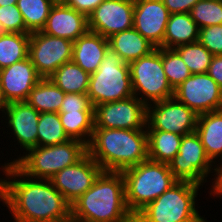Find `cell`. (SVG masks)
Masks as SVG:
<instances>
[{
    "mask_svg": "<svg viewBox=\"0 0 222 222\" xmlns=\"http://www.w3.org/2000/svg\"><path fill=\"white\" fill-rule=\"evenodd\" d=\"M0 202L12 214L13 222H66L71 205L50 180L33 179L14 164L0 166Z\"/></svg>",
    "mask_w": 222,
    "mask_h": 222,
    "instance_id": "1",
    "label": "cell"
},
{
    "mask_svg": "<svg viewBox=\"0 0 222 222\" xmlns=\"http://www.w3.org/2000/svg\"><path fill=\"white\" fill-rule=\"evenodd\" d=\"M71 217L83 222H134L125 201L122 173L102 171L92 187L71 204Z\"/></svg>",
    "mask_w": 222,
    "mask_h": 222,
    "instance_id": "2",
    "label": "cell"
},
{
    "mask_svg": "<svg viewBox=\"0 0 222 222\" xmlns=\"http://www.w3.org/2000/svg\"><path fill=\"white\" fill-rule=\"evenodd\" d=\"M87 153L102 171L122 172L148 159L147 132L94 128Z\"/></svg>",
    "mask_w": 222,
    "mask_h": 222,
    "instance_id": "3",
    "label": "cell"
},
{
    "mask_svg": "<svg viewBox=\"0 0 222 222\" xmlns=\"http://www.w3.org/2000/svg\"><path fill=\"white\" fill-rule=\"evenodd\" d=\"M200 186L190 181H177L141 209L134 216V222H207L196 208Z\"/></svg>",
    "mask_w": 222,
    "mask_h": 222,
    "instance_id": "4",
    "label": "cell"
},
{
    "mask_svg": "<svg viewBox=\"0 0 222 222\" xmlns=\"http://www.w3.org/2000/svg\"><path fill=\"white\" fill-rule=\"evenodd\" d=\"M121 173L125 181L126 205L133 216L178 181L168 164L150 159Z\"/></svg>",
    "mask_w": 222,
    "mask_h": 222,
    "instance_id": "5",
    "label": "cell"
},
{
    "mask_svg": "<svg viewBox=\"0 0 222 222\" xmlns=\"http://www.w3.org/2000/svg\"><path fill=\"white\" fill-rule=\"evenodd\" d=\"M86 153V144L70 139L62 144L36 146L2 165L14 164L30 178L50 180L58 171L78 162Z\"/></svg>",
    "mask_w": 222,
    "mask_h": 222,
    "instance_id": "6",
    "label": "cell"
},
{
    "mask_svg": "<svg viewBox=\"0 0 222 222\" xmlns=\"http://www.w3.org/2000/svg\"><path fill=\"white\" fill-rule=\"evenodd\" d=\"M87 95L93 106L134 95L129 65L111 48L106 51L98 70L90 74Z\"/></svg>",
    "mask_w": 222,
    "mask_h": 222,
    "instance_id": "7",
    "label": "cell"
},
{
    "mask_svg": "<svg viewBox=\"0 0 222 222\" xmlns=\"http://www.w3.org/2000/svg\"><path fill=\"white\" fill-rule=\"evenodd\" d=\"M133 94L146 106L174 96L162 64V48L128 64Z\"/></svg>",
    "mask_w": 222,
    "mask_h": 222,
    "instance_id": "8",
    "label": "cell"
},
{
    "mask_svg": "<svg viewBox=\"0 0 222 222\" xmlns=\"http://www.w3.org/2000/svg\"><path fill=\"white\" fill-rule=\"evenodd\" d=\"M168 166L178 181H190L202 186L208 182L207 177L215 168L196 131L182 137L178 153Z\"/></svg>",
    "mask_w": 222,
    "mask_h": 222,
    "instance_id": "9",
    "label": "cell"
},
{
    "mask_svg": "<svg viewBox=\"0 0 222 222\" xmlns=\"http://www.w3.org/2000/svg\"><path fill=\"white\" fill-rule=\"evenodd\" d=\"M73 41L45 34L30 33L28 57L41 78H49L62 64L72 61Z\"/></svg>",
    "mask_w": 222,
    "mask_h": 222,
    "instance_id": "10",
    "label": "cell"
},
{
    "mask_svg": "<svg viewBox=\"0 0 222 222\" xmlns=\"http://www.w3.org/2000/svg\"><path fill=\"white\" fill-rule=\"evenodd\" d=\"M147 106L135 95L94 106V128L146 130Z\"/></svg>",
    "mask_w": 222,
    "mask_h": 222,
    "instance_id": "11",
    "label": "cell"
},
{
    "mask_svg": "<svg viewBox=\"0 0 222 222\" xmlns=\"http://www.w3.org/2000/svg\"><path fill=\"white\" fill-rule=\"evenodd\" d=\"M198 115L175 97L147 106L146 130H162L179 135L195 131Z\"/></svg>",
    "mask_w": 222,
    "mask_h": 222,
    "instance_id": "12",
    "label": "cell"
},
{
    "mask_svg": "<svg viewBox=\"0 0 222 222\" xmlns=\"http://www.w3.org/2000/svg\"><path fill=\"white\" fill-rule=\"evenodd\" d=\"M197 115L222 109V89L207 74L189 76L174 89V96Z\"/></svg>",
    "mask_w": 222,
    "mask_h": 222,
    "instance_id": "13",
    "label": "cell"
},
{
    "mask_svg": "<svg viewBox=\"0 0 222 222\" xmlns=\"http://www.w3.org/2000/svg\"><path fill=\"white\" fill-rule=\"evenodd\" d=\"M101 172L99 164L86 153L78 162L58 171L50 181L71 205L92 187Z\"/></svg>",
    "mask_w": 222,
    "mask_h": 222,
    "instance_id": "14",
    "label": "cell"
},
{
    "mask_svg": "<svg viewBox=\"0 0 222 222\" xmlns=\"http://www.w3.org/2000/svg\"><path fill=\"white\" fill-rule=\"evenodd\" d=\"M134 0H104L89 14L88 29L105 38L133 28Z\"/></svg>",
    "mask_w": 222,
    "mask_h": 222,
    "instance_id": "15",
    "label": "cell"
},
{
    "mask_svg": "<svg viewBox=\"0 0 222 222\" xmlns=\"http://www.w3.org/2000/svg\"><path fill=\"white\" fill-rule=\"evenodd\" d=\"M170 15L162 0H134L133 27L156 48H163Z\"/></svg>",
    "mask_w": 222,
    "mask_h": 222,
    "instance_id": "16",
    "label": "cell"
},
{
    "mask_svg": "<svg viewBox=\"0 0 222 222\" xmlns=\"http://www.w3.org/2000/svg\"><path fill=\"white\" fill-rule=\"evenodd\" d=\"M40 112L27 101L10 102L3 118L7 130H10L13 139L20 145L25 154L29 149L38 146V121ZM12 129V130H11ZM19 143V144H18Z\"/></svg>",
    "mask_w": 222,
    "mask_h": 222,
    "instance_id": "17",
    "label": "cell"
},
{
    "mask_svg": "<svg viewBox=\"0 0 222 222\" xmlns=\"http://www.w3.org/2000/svg\"><path fill=\"white\" fill-rule=\"evenodd\" d=\"M41 80L29 57L0 69V85L8 102L26 101Z\"/></svg>",
    "mask_w": 222,
    "mask_h": 222,
    "instance_id": "18",
    "label": "cell"
},
{
    "mask_svg": "<svg viewBox=\"0 0 222 222\" xmlns=\"http://www.w3.org/2000/svg\"><path fill=\"white\" fill-rule=\"evenodd\" d=\"M87 16L64 2H56L50 10L41 32L75 41L88 31Z\"/></svg>",
    "mask_w": 222,
    "mask_h": 222,
    "instance_id": "19",
    "label": "cell"
},
{
    "mask_svg": "<svg viewBox=\"0 0 222 222\" xmlns=\"http://www.w3.org/2000/svg\"><path fill=\"white\" fill-rule=\"evenodd\" d=\"M108 48L107 38L88 30L73 42L72 61L92 74L98 70Z\"/></svg>",
    "mask_w": 222,
    "mask_h": 222,
    "instance_id": "20",
    "label": "cell"
},
{
    "mask_svg": "<svg viewBox=\"0 0 222 222\" xmlns=\"http://www.w3.org/2000/svg\"><path fill=\"white\" fill-rule=\"evenodd\" d=\"M195 131L206 155L216 164L222 158V109L198 115Z\"/></svg>",
    "mask_w": 222,
    "mask_h": 222,
    "instance_id": "21",
    "label": "cell"
},
{
    "mask_svg": "<svg viewBox=\"0 0 222 222\" xmlns=\"http://www.w3.org/2000/svg\"><path fill=\"white\" fill-rule=\"evenodd\" d=\"M108 41L109 48L115 51L127 64L148 55L156 48L134 27L112 35Z\"/></svg>",
    "mask_w": 222,
    "mask_h": 222,
    "instance_id": "22",
    "label": "cell"
},
{
    "mask_svg": "<svg viewBox=\"0 0 222 222\" xmlns=\"http://www.w3.org/2000/svg\"><path fill=\"white\" fill-rule=\"evenodd\" d=\"M198 40L199 28L190 13H172L170 15L163 39V48L175 49Z\"/></svg>",
    "mask_w": 222,
    "mask_h": 222,
    "instance_id": "23",
    "label": "cell"
},
{
    "mask_svg": "<svg viewBox=\"0 0 222 222\" xmlns=\"http://www.w3.org/2000/svg\"><path fill=\"white\" fill-rule=\"evenodd\" d=\"M148 159L169 164L178 153L182 135L162 130H146Z\"/></svg>",
    "mask_w": 222,
    "mask_h": 222,
    "instance_id": "24",
    "label": "cell"
},
{
    "mask_svg": "<svg viewBox=\"0 0 222 222\" xmlns=\"http://www.w3.org/2000/svg\"><path fill=\"white\" fill-rule=\"evenodd\" d=\"M65 93L49 78L41 80L32 88L27 102L40 113H59Z\"/></svg>",
    "mask_w": 222,
    "mask_h": 222,
    "instance_id": "25",
    "label": "cell"
},
{
    "mask_svg": "<svg viewBox=\"0 0 222 222\" xmlns=\"http://www.w3.org/2000/svg\"><path fill=\"white\" fill-rule=\"evenodd\" d=\"M49 79L64 93L87 94L90 74L73 61L62 64Z\"/></svg>",
    "mask_w": 222,
    "mask_h": 222,
    "instance_id": "26",
    "label": "cell"
},
{
    "mask_svg": "<svg viewBox=\"0 0 222 222\" xmlns=\"http://www.w3.org/2000/svg\"><path fill=\"white\" fill-rule=\"evenodd\" d=\"M67 136L88 145L94 131V111L59 112Z\"/></svg>",
    "mask_w": 222,
    "mask_h": 222,
    "instance_id": "27",
    "label": "cell"
},
{
    "mask_svg": "<svg viewBox=\"0 0 222 222\" xmlns=\"http://www.w3.org/2000/svg\"><path fill=\"white\" fill-rule=\"evenodd\" d=\"M30 34L0 32V69L28 57Z\"/></svg>",
    "mask_w": 222,
    "mask_h": 222,
    "instance_id": "28",
    "label": "cell"
},
{
    "mask_svg": "<svg viewBox=\"0 0 222 222\" xmlns=\"http://www.w3.org/2000/svg\"><path fill=\"white\" fill-rule=\"evenodd\" d=\"M55 3L54 0H17V7L23 17L26 34L43 29Z\"/></svg>",
    "mask_w": 222,
    "mask_h": 222,
    "instance_id": "29",
    "label": "cell"
},
{
    "mask_svg": "<svg viewBox=\"0 0 222 222\" xmlns=\"http://www.w3.org/2000/svg\"><path fill=\"white\" fill-rule=\"evenodd\" d=\"M38 146H52L70 140L59 118V113H40L38 121Z\"/></svg>",
    "mask_w": 222,
    "mask_h": 222,
    "instance_id": "30",
    "label": "cell"
},
{
    "mask_svg": "<svg viewBox=\"0 0 222 222\" xmlns=\"http://www.w3.org/2000/svg\"><path fill=\"white\" fill-rule=\"evenodd\" d=\"M192 74L207 73L213 55L199 41L175 48Z\"/></svg>",
    "mask_w": 222,
    "mask_h": 222,
    "instance_id": "31",
    "label": "cell"
},
{
    "mask_svg": "<svg viewBox=\"0 0 222 222\" xmlns=\"http://www.w3.org/2000/svg\"><path fill=\"white\" fill-rule=\"evenodd\" d=\"M162 64L168 82L173 89L192 75L175 49L162 48Z\"/></svg>",
    "mask_w": 222,
    "mask_h": 222,
    "instance_id": "32",
    "label": "cell"
},
{
    "mask_svg": "<svg viewBox=\"0 0 222 222\" xmlns=\"http://www.w3.org/2000/svg\"><path fill=\"white\" fill-rule=\"evenodd\" d=\"M190 15L199 29L222 24V0H199Z\"/></svg>",
    "mask_w": 222,
    "mask_h": 222,
    "instance_id": "33",
    "label": "cell"
},
{
    "mask_svg": "<svg viewBox=\"0 0 222 222\" xmlns=\"http://www.w3.org/2000/svg\"><path fill=\"white\" fill-rule=\"evenodd\" d=\"M0 32L26 33L23 17L17 4L0 6Z\"/></svg>",
    "mask_w": 222,
    "mask_h": 222,
    "instance_id": "34",
    "label": "cell"
},
{
    "mask_svg": "<svg viewBox=\"0 0 222 222\" xmlns=\"http://www.w3.org/2000/svg\"><path fill=\"white\" fill-rule=\"evenodd\" d=\"M212 55L222 54V24L199 29V40Z\"/></svg>",
    "mask_w": 222,
    "mask_h": 222,
    "instance_id": "35",
    "label": "cell"
},
{
    "mask_svg": "<svg viewBox=\"0 0 222 222\" xmlns=\"http://www.w3.org/2000/svg\"><path fill=\"white\" fill-rule=\"evenodd\" d=\"M94 111L89 96L80 93H65L59 112Z\"/></svg>",
    "mask_w": 222,
    "mask_h": 222,
    "instance_id": "36",
    "label": "cell"
},
{
    "mask_svg": "<svg viewBox=\"0 0 222 222\" xmlns=\"http://www.w3.org/2000/svg\"><path fill=\"white\" fill-rule=\"evenodd\" d=\"M103 1L104 0H65L64 3L88 17Z\"/></svg>",
    "mask_w": 222,
    "mask_h": 222,
    "instance_id": "37",
    "label": "cell"
},
{
    "mask_svg": "<svg viewBox=\"0 0 222 222\" xmlns=\"http://www.w3.org/2000/svg\"><path fill=\"white\" fill-rule=\"evenodd\" d=\"M168 11L172 13H190L199 0H162Z\"/></svg>",
    "mask_w": 222,
    "mask_h": 222,
    "instance_id": "38",
    "label": "cell"
},
{
    "mask_svg": "<svg viewBox=\"0 0 222 222\" xmlns=\"http://www.w3.org/2000/svg\"><path fill=\"white\" fill-rule=\"evenodd\" d=\"M207 74L220 86L222 89V54L213 55Z\"/></svg>",
    "mask_w": 222,
    "mask_h": 222,
    "instance_id": "39",
    "label": "cell"
},
{
    "mask_svg": "<svg viewBox=\"0 0 222 222\" xmlns=\"http://www.w3.org/2000/svg\"><path fill=\"white\" fill-rule=\"evenodd\" d=\"M220 162L214 165V172L213 173L215 176L214 178L211 180L212 185L210 186L211 188L209 189L210 191L209 194L210 196L212 195L214 198L216 197H220L222 198V158L219 159Z\"/></svg>",
    "mask_w": 222,
    "mask_h": 222,
    "instance_id": "40",
    "label": "cell"
},
{
    "mask_svg": "<svg viewBox=\"0 0 222 222\" xmlns=\"http://www.w3.org/2000/svg\"><path fill=\"white\" fill-rule=\"evenodd\" d=\"M9 106V102L8 100L5 98V95H4V92H3V89L0 85V113L2 112L3 114L0 115L3 117L4 113H5V110L8 108Z\"/></svg>",
    "mask_w": 222,
    "mask_h": 222,
    "instance_id": "41",
    "label": "cell"
},
{
    "mask_svg": "<svg viewBox=\"0 0 222 222\" xmlns=\"http://www.w3.org/2000/svg\"><path fill=\"white\" fill-rule=\"evenodd\" d=\"M17 0H0V6L15 5Z\"/></svg>",
    "mask_w": 222,
    "mask_h": 222,
    "instance_id": "42",
    "label": "cell"
},
{
    "mask_svg": "<svg viewBox=\"0 0 222 222\" xmlns=\"http://www.w3.org/2000/svg\"><path fill=\"white\" fill-rule=\"evenodd\" d=\"M66 222H83V221H80V220H77L73 217H70Z\"/></svg>",
    "mask_w": 222,
    "mask_h": 222,
    "instance_id": "43",
    "label": "cell"
},
{
    "mask_svg": "<svg viewBox=\"0 0 222 222\" xmlns=\"http://www.w3.org/2000/svg\"><path fill=\"white\" fill-rule=\"evenodd\" d=\"M55 2H64L65 0H54Z\"/></svg>",
    "mask_w": 222,
    "mask_h": 222,
    "instance_id": "44",
    "label": "cell"
}]
</instances>
